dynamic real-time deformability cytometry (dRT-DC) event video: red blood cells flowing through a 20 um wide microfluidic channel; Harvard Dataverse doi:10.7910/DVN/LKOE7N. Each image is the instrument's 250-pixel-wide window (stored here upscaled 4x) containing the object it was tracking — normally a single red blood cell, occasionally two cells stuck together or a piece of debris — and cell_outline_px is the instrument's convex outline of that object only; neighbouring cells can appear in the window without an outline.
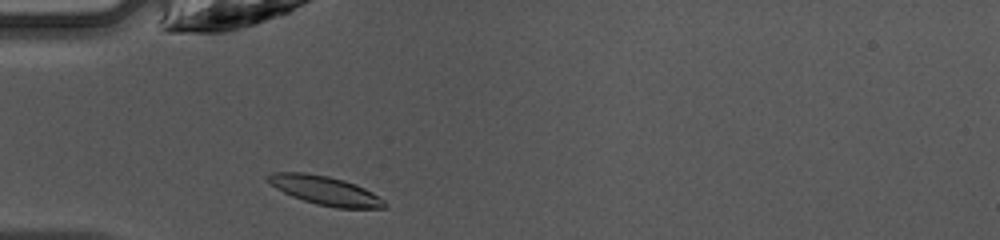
{"species": "common noctule bat (a hibernating species)", "species_latin": "Nyctalus noctula", "temperature_condition": "warm", "stored_images_in_passage": 34, "camera_frame_rate_fps": 3000, "um_per_image_px": 0.085, "animal": {"sex": "female", "body_mass_g": 10.0, "forearm_length_mm": 53.1}, "frame": {"image": 1, "passage_image": 1, "time_ms": 0.0, "image_size_px": [1000, 240], "cell_outline_px": [[388, 208], [336, 208], [316, 204], [292, 196], [276, 188], [268, 180], [268, 176], [272, 172], [304, 172], [328, 176], [344, 180], [356, 184], [380, 196], [388, 204]], "centroid_in_image_um": [27.7, 16.2], "position_along_channel_um": 57.3, "area_um2": 19.59}}
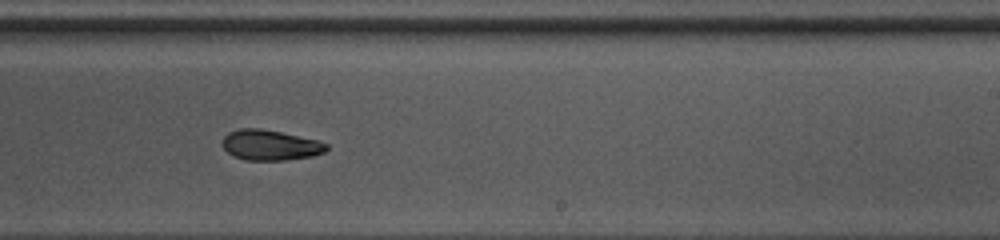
{"frame": {"image": 2, "passage_image": 16, "time_ms": 5.0, "image_size_px": [1000, 240], "cell_outline_px": [[328, 148], [324, 152], [312, 156], [288, 160], [244, 160], [228, 152], [220, 144], [224, 136], [228, 132], [240, 128], [260, 128], [280, 132], [316, 140], [328, 144]], "centroid_in_image_um": [22.94, 12.33], "position_along_channel_um": 266.1, "area_um2": 18.38}}
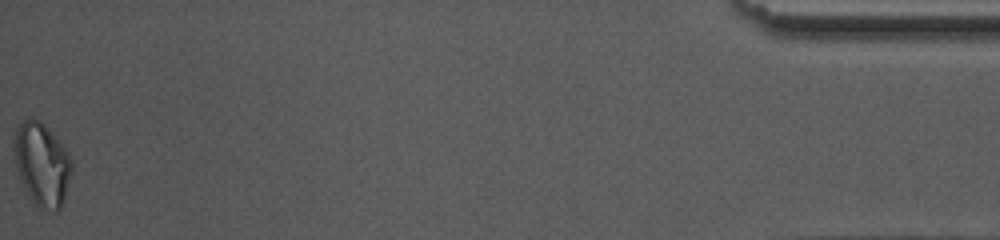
{"frame": {"image": 3, "passage_image": 34, "time_ms": 11.0, "image_size_px": [1000, 240], "cell_outline_px": [[72, 172], [64, 200], [60, 208], [56, 212], [40, 208], [28, 196], [24, 188], [16, 164], [12, 140], [12, 136], [16, 128], [24, 120], [32, 116], [40, 120], [60, 140], [68, 152], [72, 160]], "centroid_in_image_um": [3.57, 13.92], "position_along_channel_um": 431.6, "area_um2": 28.26}, "authors_computed_cell_mechanics": {"area_um2": 19.1607, "velocity_mm_per_s": 4.2718, "shape_relaxation_time_tau1_ms": 4.4411, "shape_relaxation_time_tau2_ms": 3.7129, "deformation_change_tau1": 0.1597, "deformation_change_tau2": 0.1075}}